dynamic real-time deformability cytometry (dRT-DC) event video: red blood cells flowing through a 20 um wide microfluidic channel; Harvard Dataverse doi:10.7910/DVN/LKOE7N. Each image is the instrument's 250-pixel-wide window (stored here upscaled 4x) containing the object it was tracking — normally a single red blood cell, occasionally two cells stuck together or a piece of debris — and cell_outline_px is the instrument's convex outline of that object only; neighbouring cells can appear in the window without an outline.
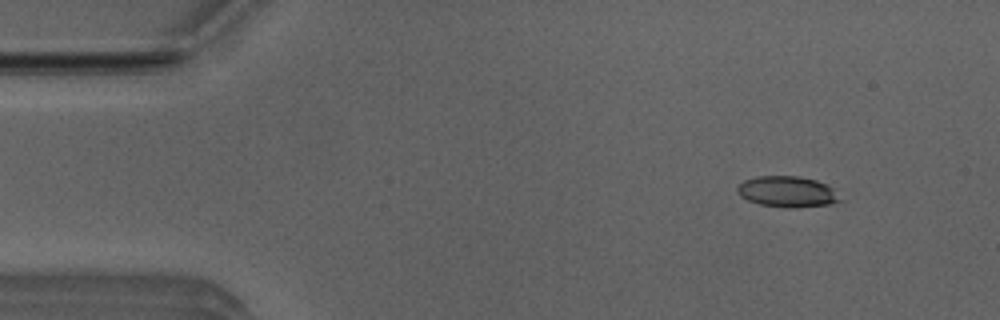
{"species": "Egyptian fruit bat (a non-hibernating species)", "species_latin": "Rousettus aegyptiacus", "temperature_condition": "room temperature", "stored_images_in_passage": 3, "camera_frame_rate_fps": 3000, "um_per_image_px": 0.085, "animal": {"sex": "male"}, "frame": {"image": 1, "passage_image": 1, "time_ms": 0.0, "image_size_px": [1000, 320], "cell_outline_px": [[840, 200], [828, 204], [760, 204], [748, 200], [740, 196], [736, 192], [736, 188], [744, 180], [756, 176], [800, 176], [816, 180], [832, 188]], "centroid_in_image_um": [66.82, 16.21], "position_along_channel_um": 18.2, "area_um2": 17.22}}